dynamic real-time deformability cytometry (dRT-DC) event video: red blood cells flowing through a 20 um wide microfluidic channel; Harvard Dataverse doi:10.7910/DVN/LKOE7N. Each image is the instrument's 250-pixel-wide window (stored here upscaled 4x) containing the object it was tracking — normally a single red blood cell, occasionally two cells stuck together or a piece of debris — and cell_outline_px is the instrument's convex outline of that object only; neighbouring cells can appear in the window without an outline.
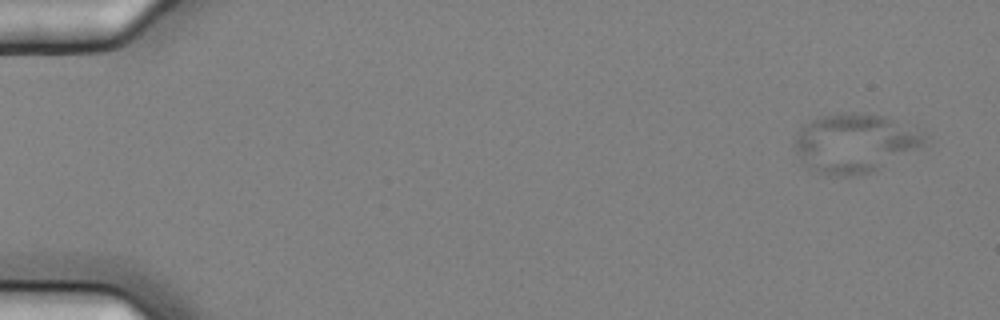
{"species": "common noctule bat (a hibernating species)", "species_latin": "Nyctalus noctula", "temperature_condition": "cold", "stored_images_in_passage": 14, "camera_frame_rate_fps": 3000, "um_per_image_px": 0.085, "animal": {"sex": "female", "body_mass_g": 25.1}, "frame": {"image": 1, "passage_image": 1, "time_ms": 0.0, "image_size_px": [1000, 320], "cell_outline_px": [[928, 136], [924, 144], [868, 172], [848, 176], [828, 176], [816, 172], [808, 168], [796, 152], [796, 136], [800, 128], [812, 120], [820, 116], [840, 112], [860, 112], [916, 120]], "centroid_in_image_um": [72.75, 12.08], "position_along_channel_um": 12.3, "area_um2": 45.26}}
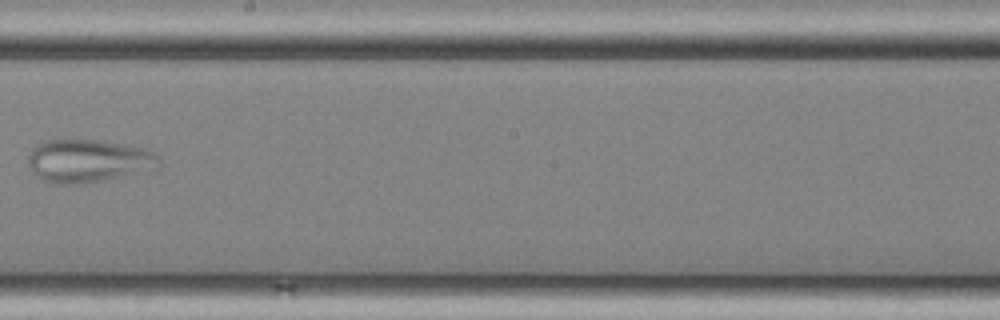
{"frame": {"image": 2, "passage_image": 9, "time_ms": 2.667, "image_size_px": [1000, 320], "cell_outline_px": [[160, 168], [80, 184], [52, 184], [40, 180], [32, 172], [28, 164], [28, 156], [32, 148], [36, 144], [44, 140], [104, 140], [132, 144], [148, 148], [160, 160]], "centroid_in_image_um": [7.49, 13.66], "position_along_channel_um": 240.7, "area_um2": 33.29}}
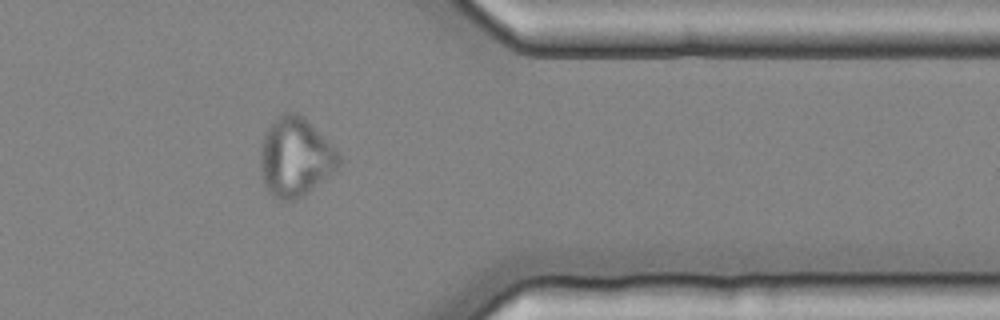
{"frame": {"image": 3, "passage_image": 13, "time_ms": 4.0, "image_size_px": [1000, 320], "cell_outline_px": [[340, 164], [332, 172], [304, 196], [296, 200], [280, 200], [272, 196], [268, 192], [264, 184], [260, 164], [260, 148], [264, 132], [284, 112], [296, 112], [304, 116], [312, 124], [340, 156]], "centroid_in_image_um": [25.07, 13.37], "position_along_channel_um": 386.3, "area_um2": 35.78}}